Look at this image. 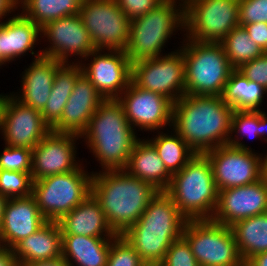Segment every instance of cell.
Wrapping results in <instances>:
<instances>
[{
    "label": "cell",
    "mask_w": 267,
    "mask_h": 266,
    "mask_svg": "<svg viewBox=\"0 0 267 266\" xmlns=\"http://www.w3.org/2000/svg\"><path fill=\"white\" fill-rule=\"evenodd\" d=\"M234 109L222 96L184 95L173 103L172 128L197 154L227 145Z\"/></svg>",
    "instance_id": "obj_1"
},
{
    "label": "cell",
    "mask_w": 267,
    "mask_h": 266,
    "mask_svg": "<svg viewBox=\"0 0 267 266\" xmlns=\"http://www.w3.org/2000/svg\"><path fill=\"white\" fill-rule=\"evenodd\" d=\"M139 136L127 121L120 102L104 99L81 134L80 144L84 141L100 164L98 171L124 170Z\"/></svg>",
    "instance_id": "obj_2"
},
{
    "label": "cell",
    "mask_w": 267,
    "mask_h": 266,
    "mask_svg": "<svg viewBox=\"0 0 267 266\" xmlns=\"http://www.w3.org/2000/svg\"><path fill=\"white\" fill-rule=\"evenodd\" d=\"M92 172L91 193L112 230L122 235L141 217L159 190L125 170Z\"/></svg>",
    "instance_id": "obj_3"
},
{
    "label": "cell",
    "mask_w": 267,
    "mask_h": 266,
    "mask_svg": "<svg viewBox=\"0 0 267 266\" xmlns=\"http://www.w3.org/2000/svg\"><path fill=\"white\" fill-rule=\"evenodd\" d=\"M186 221L171 197L158 191L122 236L147 265L160 264L171 244L182 237Z\"/></svg>",
    "instance_id": "obj_4"
},
{
    "label": "cell",
    "mask_w": 267,
    "mask_h": 266,
    "mask_svg": "<svg viewBox=\"0 0 267 266\" xmlns=\"http://www.w3.org/2000/svg\"><path fill=\"white\" fill-rule=\"evenodd\" d=\"M178 31L185 38L184 0H163L145 15L131 20L124 51L131 63L165 55V44Z\"/></svg>",
    "instance_id": "obj_5"
},
{
    "label": "cell",
    "mask_w": 267,
    "mask_h": 266,
    "mask_svg": "<svg viewBox=\"0 0 267 266\" xmlns=\"http://www.w3.org/2000/svg\"><path fill=\"white\" fill-rule=\"evenodd\" d=\"M165 192L187 220H211L218 189L205 154H195L185 167L172 175Z\"/></svg>",
    "instance_id": "obj_6"
},
{
    "label": "cell",
    "mask_w": 267,
    "mask_h": 266,
    "mask_svg": "<svg viewBox=\"0 0 267 266\" xmlns=\"http://www.w3.org/2000/svg\"><path fill=\"white\" fill-rule=\"evenodd\" d=\"M178 42L185 66V94L222 96L234 68L220 42H201L181 38ZM182 43V44H180Z\"/></svg>",
    "instance_id": "obj_7"
},
{
    "label": "cell",
    "mask_w": 267,
    "mask_h": 266,
    "mask_svg": "<svg viewBox=\"0 0 267 266\" xmlns=\"http://www.w3.org/2000/svg\"><path fill=\"white\" fill-rule=\"evenodd\" d=\"M85 167L33 181L32 195L48 221H58L91 194L93 172Z\"/></svg>",
    "instance_id": "obj_8"
},
{
    "label": "cell",
    "mask_w": 267,
    "mask_h": 266,
    "mask_svg": "<svg viewBox=\"0 0 267 266\" xmlns=\"http://www.w3.org/2000/svg\"><path fill=\"white\" fill-rule=\"evenodd\" d=\"M182 237L199 266H244L230 226L211 220H187Z\"/></svg>",
    "instance_id": "obj_9"
},
{
    "label": "cell",
    "mask_w": 267,
    "mask_h": 266,
    "mask_svg": "<svg viewBox=\"0 0 267 266\" xmlns=\"http://www.w3.org/2000/svg\"><path fill=\"white\" fill-rule=\"evenodd\" d=\"M185 38L220 42L240 25L239 0H184Z\"/></svg>",
    "instance_id": "obj_10"
},
{
    "label": "cell",
    "mask_w": 267,
    "mask_h": 266,
    "mask_svg": "<svg viewBox=\"0 0 267 266\" xmlns=\"http://www.w3.org/2000/svg\"><path fill=\"white\" fill-rule=\"evenodd\" d=\"M79 15L96 50L126 49L131 20L116 0H83Z\"/></svg>",
    "instance_id": "obj_11"
},
{
    "label": "cell",
    "mask_w": 267,
    "mask_h": 266,
    "mask_svg": "<svg viewBox=\"0 0 267 266\" xmlns=\"http://www.w3.org/2000/svg\"><path fill=\"white\" fill-rule=\"evenodd\" d=\"M131 81L141 89L152 91L173 103L185 95V66L177 47L168 54L132 63Z\"/></svg>",
    "instance_id": "obj_12"
},
{
    "label": "cell",
    "mask_w": 267,
    "mask_h": 266,
    "mask_svg": "<svg viewBox=\"0 0 267 266\" xmlns=\"http://www.w3.org/2000/svg\"><path fill=\"white\" fill-rule=\"evenodd\" d=\"M41 36L42 41L47 43L42 49V55L61 63L80 64L96 50L79 14L47 23L41 28Z\"/></svg>",
    "instance_id": "obj_13"
},
{
    "label": "cell",
    "mask_w": 267,
    "mask_h": 266,
    "mask_svg": "<svg viewBox=\"0 0 267 266\" xmlns=\"http://www.w3.org/2000/svg\"><path fill=\"white\" fill-rule=\"evenodd\" d=\"M117 100L136 132L147 134L172 128L173 102L167 97L141 89L131 81Z\"/></svg>",
    "instance_id": "obj_14"
},
{
    "label": "cell",
    "mask_w": 267,
    "mask_h": 266,
    "mask_svg": "<svg viewBox=\"0 0 267 266\" xmlns=\"http://www.w3.org/2000/svg\"><path fill=\"white\" fill-rule=\"evenodd\" d=\"M258 152L227 144L204 153L211 164L218 191L262 179V154Z\"/></svg>",
    "instance_id": "obj_15"
},
{
    "label": "cell",
    "mask_w": 267,
    "mask_h": 266,
    "mask_svg": "<svg viewBox=\"0 0 267 266\" xmlns=\"http://www.w3.org/2000/svg\"><path fill=\"white\" fill-rule=\"evenodd\" d=\"M80 66L104 99H117L131 82L132 63L125 51L94 50Z\"/></svg>",
    "instance_id": "obj_16"
},
{
    "label": "cell",
    "mask_w": 267,
    "mask_h": 266,
    "mask_svg": "<svg viewBox=\"0 0 267 266\" xmlns=\"http://www.w3.org/2000/svg\"><path fill=\"white\" fill-rule=\"evenodd\" d=\"M78 140L81 138L76 134L50 131L32 150L33 181L74 171L84 164L77 157Z\"/></svg>",
    "instance_id": "obj_17"
},
{
    "label": "cell",
    "mask_w": 267,
    "mask_h": 266,
    "mask_svg": "<svg viewBox=\"0 0 267 266\" xmlns=\"http://www.w3.org/2000/svg\"><path fill=\"white\" fill-rule=\"evenodd\" d=\"M267 212V183L259 181L220 190L211 221L226 226Z\"/></svg>",
    "instance_id": "obj_18"
},
{
    "label": "cell",
    "mask_w": 267,
    "mask_h": 266,
    "mask_svg": "<svg viewBox=\"0 0 267 266\" xmlns=\"http://www.w3.org/2000/svg\"><path fill=\"white\" fill-rule=\"evenodd\" d=\"M50 131L40 111L21 103L10 94L1 132L3 145L33 150Z\"/></svg>",
    "instance_id": "obj_19"
},
{
    "label": "cell",
    "mask_w": 267,
    "mask_h": 266,
    "mask_svg": "<svg viewBox=\"0 0 267 266\" xmlns=\"http://www.w3.org/2000/svg\"><path fill=\"white\" fill-rule=\"evenodd\" d=\"M41 28L33 21L26 18L20 11L13 17L0 22V69L32 55V60L42 57V48L38 47L42 42ZM11 62V63H10Z\"/></svg>",
    "instance_id": "obj_20"
},
{
    "label": "cell",
    "mask_w": 267,
    "mask_h": 266,
    "mask_svg": "<svg viewBox=\"0 0 267 266\" xmlns=\"http://www.w3.org/2000/svg\"><path fill=\"white\" fill-rule=\"evenodd\" d=\"M48 220L41 214L34 196L6 201L0 225V245L13 248L18 242L38 231Z\"/></svg>",
    "instance_id": "obj_21"
},
{
    "label": "cell",
    "mask_w": 267,
    "mask_h": 266,
    "mask_svg": "<svg viewBox=\"0 0 267 266\" xmlns=\"http://www.w3.org/2000/svg\"><path fill=\"white\" fill-rule=\"evenodd\" d=\"M103 100L91 81L82 73L77 78L60 120L51 131L81 136Z\"/></svg>",
    "instance_id": "obj_22"
},
{
    "label": "cell",
    "mask_w": 267,
    "mask_h": 266,
    "mask_svg": "<svg viewBox=\"0 0 267 266\" xmlns=\"http://www.w3.org/2000/svg\"><path fill=\"white\" fill-rule=\"evenodd\" d=\"M29 64L19 76L21 89L11 94L21 103L41 112L50 96L56 70L63 63L42 56Z\"/></svg>",
    "instance_id": "obj_23"
},
{
    "label": "cell",
    "mask_w": 267,
    "mask_h": 266,
    "mask_svg": "<svg viewBox=\"0 0 267 266\" xmlns=\"http://www.w3.org/2000/svg\"><path fill=\"white\" fill-rule=\"evenodd\" d=\"M62 235L115 238L117 234L109 225L100 203L91 193L58 221Z\"/></svg>",
    "instance_id": "obj_24"
},
{
    "label": "cell",
    "mask_w": 267,
    "mask_h": 266,
    "mask_svg": "<svg viewBox=\"0 0 267 266\" xmlns=\"http://www.w3.org/2000/svg\"><path fill=\"white\" fill-rule=\"evenodd\" d=\"M124 170L131 176L149 182L159 191H165L172 178L157 150L145 136L134 145Z\"/></svg>",
    "instance_id": "obj_25"
},
{
    "label": "cell",
    "mask_w": 267,
    "mask_h": 266,
    "mask_svg": "<svg viewBox=\"0 0 267 266\" xmlns=\"http://www.w3.org/2000/svg\"><path fill=\"white\" fill-rule=\"evenodd\" d=\"M12 250L19 266L62 256V232L58 222L48 221L38 231L18 242Z\"/></svg>",
    "instance_id": "obj_26"
},
{
    "label": "cell",
    "mask_w": 267,
    "mask_h": 266,
    "mask_svg": "<svg viewBox=\"0 0 267 266\" xmlns=\"http://www.w3.org/2000/svg\"><path fill=\"white\" fill-rule=\"evenodd\" d=\"M113 239L62 235V257L70 266H106Z\"/></svg>",
    "instance_id": "obj_27"
},
{
    "label": "cell",
    "mask_w": 267,
    "mask_h": 266,
    "mask_svg": "<svg viewBox=\"0 0 267 266\" xmlns=\"http://www.w3.org/2000/svg\"><path fill=\"white\" fill-rule=\"evenodd\" d=\"M83 73L80 64L63 63L57 70L48 101L41 111L44 121L52 128L62 115L77 78Z\"/></svg>",
    "instance_id": "obj_28"
},
{
    "label": "cell",
    "mask_w": 267,
    "mask_h": 266,
    "mask_svg": "<svg viewBox=\"0 0 267 266\" xmlns=\"http://www.w3.org/2000/svg\"><path fill=\"white\" fill-rule=\"evenodd\" d=\"M267 90L258 83L250 81L234 69L226 82L222 98L234 110L260 111Z\"/></svg>",
    "instance_id": "obj_29"
},
{
    "label": "cell",
    "mask_w": 267,
    "mask_h": 266,
    "mask_svg": "<svg viewBox=\"0 0 267 266\" xmlns=\"http://www.w3.org/2000/svg\"><path fill=\"white\" fill-rule=\"evenodd\" d=\"M230 227L244 263L250 257L267 251V212L239 220Z\"/></svg>",
    "instance_id": "obj_30"
},
{
    "label": "cell",
    "mask_w": 267,
    "mask_h": 266,
    "mask_svg": "<svg viewBox=\"0 0 267 266\" xmlns=\"http://www.w3.org/2000/svg\"><path fill=\"white\" fill-rule=\"evenodd\" d=\"M155 134V135H154ZM146 139L155 147L167 170L173 175L181 171L196 154L188 144L173 130L153 132Z\"/></svg>",
    "instance_id": "obj_31"
},
{
    "label": "cell",
    "mask_w": 267,
    "mask_h": 266,
    "mask_svg": "<svg viewBox=\"0 0 267 266\" xmlns=\"http://www.w3.org/2000/svg\"><path fill=\"white\" fill-rule=\"evenodd\" d=\"M83 0H19V11L40 28L70 15H78Z\"/></svg>",
    "instance_id": "obj_32"
},
{
    "label": "cell",
    "mask_w": 267,
    "mask_h": 266,
    "mask_svg": "<svg viewBox=\"0 0 267 266\" xmlns=\"http://www.w3.org/2000/svg\"><path fill=\"white\" fill-rule=\"evenodd\" d=\"M220 43L234 69H238L243 63L252 61L264 53L241 25L235 27Z\"/></svg>",
    "instance_id": "obj_33"
},
{
    "label": "cell",
    "mask_w": 267,
    "mask_h": 266,
    "mask_svg": "<svg viewBox=\"0 0 267 266\" xmlns=\"http://www.w3.org/2000/svg\"><path fill=\"white\" fill-rule=\"evenodd\" d=\"M246 136L249 139H260V111H234L228 145L238 149L252 150L248 144H245V141H242V138Z\"/></svg>",
    "instance_id": "obj_34"
},
{
    "label": "cell",
    "mask_w": 267,
    "mask_h": 266,
    "mask_svg": "<svg viewBox=\"0 0 267 266\" xmlns=\"http://www.w3.org/2000/svg\"><path fill=\"white\" fill-rule=\"evenodd\" d=\"M32 189L31 173L0 170V194L7 199L29 196L32 194Z\"/></svg>",
    "instance_id": "obj_35"
},
{
    "label": "cell",
    "mask_w": 267,
    "mask_h": 266,
    "mask_svg": "<svg viewBox=\"0 0 267 266\" xmlns=\"http://www.w3.org/2000/svg\"><path fill=\"white\" fill-rule=\"evenodd\" d=\"M133 247L122 235H117L111 242L106 266H146Z\"/></svg>",
    "instance_id": "obj_36"
},
{
    "label": "cell",
    "mask_w": 267,
    "mask_h": 266,
    "mask_svg": "<svg viewBox=\"0 0 267 266\" xmlns=\"http://www.w3.org/2000/svg\"><path fill=\"white\" fill-rule=\"evenodd\" d=\"M0 170L31 173L32 150L25 147L4 145L3 152L0 153Z\"/></svg>",
    "instance_id": "obj_37"
},
{
    "label": "cell",
    "mask_w": 267,
    "mask_h": 266,
    "mask_svg": "<svg viewBox=\"0 0 267 266\" xmlns=\"http://www.w3.org/2000/svg\"><path fill=\"white\" fill-rule=\"evenodd\" d=\"M161 266H199L187 241L181 237L168 248Z\"/></svg>",
    "instance_id": "obj_38"
},
{
    "label": "cell",
    "mask_w": 267,
    "mask_h": 266,
    "mask_svg": "<svg viewBox=\"0 0 267 266\" xmlns=\"http://www.w3.org/2000/svg\"><path fill=\"white\" fill-rule=\"evenodd\" d=\"M240 25L267 23V0H239Z\"/></svg>",
    "instance_id": "obj_39"
},
{
    "label": "cell",
    "mask_w": 267,
    "mask_h": 266,
    "mask_svg": "<svg viewBox=\"0 0 267 266\" xmlns=\"http://www.w3.org/2000/svg\"><path fill=\"white\" fill-rule=\"evenodd\" d=\"M250 81H254L262 85L267 90V53L252 61L243 63L238 69Z\"/></svg>",
    "instance_id": "obj_40"
},
{
    "label": "cell",
    "mask_w": 267,
    "mask_h": 266,
    "mask_svg": "<svg viewBox=\"0 0 267 266\" xmlns=\"http://www.w3.org/2000/svg\"><path fill=\"white\" fill-rule=\"evenodd\" d=\"M163 0H116L117 5L130 20L145 15Z\"/></svg>",
    "instance_id": "obj_41"
},
{
    "label": "cell",
    "mask_w": 267,
    "mask_h": 266,
    "mask_svg": "<svg viewBox=\"0 0 267 266\" xmlns=\"http://www.w3.org/2000/svg\"><path fill=\"white\" fill-rule=\"evenodd\" d=\"M249 33L250 38L256 43L263 52H267V23L257 22L243 25Z\"/></svg>",
    "instance_id": "obj_42"
},
{
    "label": "cell",
    "mask_w": 267,
    "mask_h": 266,
    "mask_svg": "<svg viewBox=\"0 0 267 266\" xmlns=\"http://www.w3.org/2000/svg\"><path fill=\"white\" fill-rule=\"evenodd\" d=\"M16 11H19V0H0V22L13 17Z\"/></svg>",
    "instance_id": "obj_43"
},
{
    "label": "cell",
    "mask_w": 267,
    "mask_h": 266,
    "mask_svg": "<svg viewBox=\"0 0 267 266\" xmlns=\"http://www.w3.org/2000/svg\"><path fill=\"white\" fill-rule=\"evenodd\" d=\"M0 266H19L13 250L7 246L0 245Z\"/></svg>",
    "instance_id": "obj_44"
},
{
    "label": "cell",
    "mask_w": 267,
    "mask_h": 266,
    "mask_svg": "<svg viewBox=\"0 0 267 266\" xmlns=\"http://www.w3.org/2000/svg\"><path fill=\"white\" fill-rule=\"evenodd\" d=\"M24 266H70V265L62 256H60L54 259L30 262L25 264Z\"/></svg>",
    "instance_id": "obj_45"
},
{
    "label": "cell",
    "mask_w": 267,
    "mask_h": 266,
    "mask_svg": "<svg viewBox=\"0 0 267 266\" xmlns=\"http://www.w3.org/2000/svg\"><path fill=\"white\" fill-rule=\"evenodd\" d=\"M244 266H267V251L258 253L250 257Z\"/></svg>",
    "instance_id": "obj_46"
},
{
    "label": "cell",
    "mask_w": 267,
    "mask_h": 266,
    "mask_svg": "<svg viewBox=\"0 0 267 266\" xmlns=\"http://www.w3.org/2000/svg\"><path fill=\"white\" fill-rule=\"evenodd\" d=\"M260 140L267 142V113L260 110Z\"/></svg>",
    "instance_id": "obj_47"
},
{
    "label": "cell",
    "mask_w": 267,
    "mask_h": 266,
    "mask_svg": "<svg viewBox=\"0 0 267 266\" xmlns=\"http://www.w3.org/2000/svg\"><path fill=\"white\" fill-rule=\"evenodd\" d=\"M9 94V95H8ZM11 92L9 93H1L0 94V135L2 132V127H3V121H4V112H5V108L6 105L8 103V99L10 96Z\"/></svg>",
    "instance_id": "obj_48"
},
{
    "label": "cell",
    "mask_w": 267,
    "mask_h": 266,
    "mask_svg": "<svg viewBox=\"0 0 267 266\" xmlns=\"http://www.w3.org/2000/svg\"><path fill=\"white\" fill-rule=\"evenodd\" d=\"M265 154L262 153L261 155L262 157V179L267 183V150Z\"/></svg>",
    "instance_id": "obj_49"
},
{
    "label": "cell",
    "mask_w": 267,
    "mask_h": 266,
    "mask_svg": "<svg viewBox=\"0 0 267 266\" xmlns=\"http://www.w3.org/2000/svg\"><path fill=\"white\" fill-rule=\"evenodd\" d=\"M7 200L8 199L4 195L0 194V225H1V222H2V219H3L4 207H5V204H6Z\"/></svg>",
    "instance_id": "obj_50"
},
{
    "label": "cell",
    "mask_w": 267,
    "mask_h": 266,
    "mask_svg": "<svg viewBox=\"0 0 267 266\" xmlns=\"http://www.w3.org/2000/svg\"><path fill=\"white\" fill-rule=\"evenodd\" d=\"M146 266H161L160 264H151V265H146Z\"/></svg>",
    "instance_id": "obj_51"
}]
</instances>
